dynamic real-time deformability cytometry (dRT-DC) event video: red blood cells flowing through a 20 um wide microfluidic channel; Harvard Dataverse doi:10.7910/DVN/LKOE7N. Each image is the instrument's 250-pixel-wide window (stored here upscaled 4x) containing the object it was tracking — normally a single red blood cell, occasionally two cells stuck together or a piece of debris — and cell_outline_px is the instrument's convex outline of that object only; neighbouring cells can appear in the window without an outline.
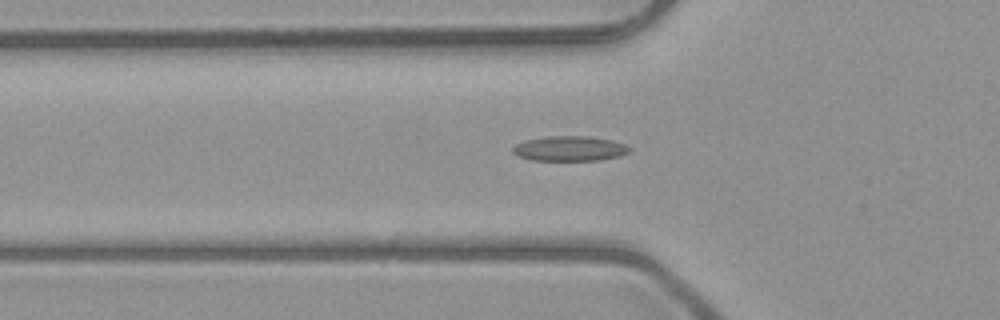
{"species": "common noctule bat (a hibernating species)", "species_latin": "Nyctalus noctula", "temperature_condition": "room temperature", "stored_images_in_passage": 30, "camera_frame_rate_fps": 3000, "um_per_image_px": 0.085, "animal": {"sex": "male", "body_mass_g": 23.1, "forearm_length_mm": 52.7}, "frame": {"image": 1, "passage_image": 4, "time_ms": 1.0, "image_size_px": [1000, 320], "cell_outline_px": [[632, 148], [628, 152], [620, 156], [600, 160], [532, 160], [520, 156], [512, 152], [512, 148], [516, 144], [524, 140], [548, 136], [588, 136], [612, 140], [624, 144]], "centroid_in_image_um": [48.43, 12.62], "position_along_channel_um": 77.4, "area_um2": 16.94}}
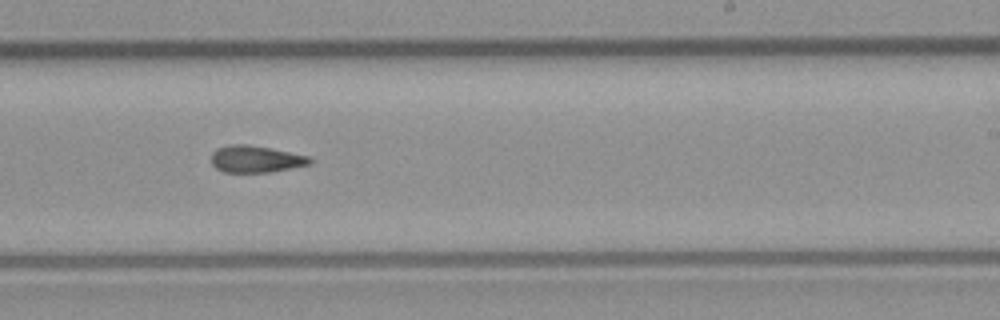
{"frame": {"image": 2, "passage_image": 18, "time_ms": 5.667, "image_size_px": [1000, 320], "cell_outline_px": [[312, 164], [268, 172], [224, 172], [216, 168], [212, 164], [212, 152], [216, 148], [232, 144], [244, 144], [268, 148], [308, 156], [312, 160]], "centroid_in_image_um": [21.71, 13.52], "position_along_channel_um": 267.3, "area_um2": 15.2}}
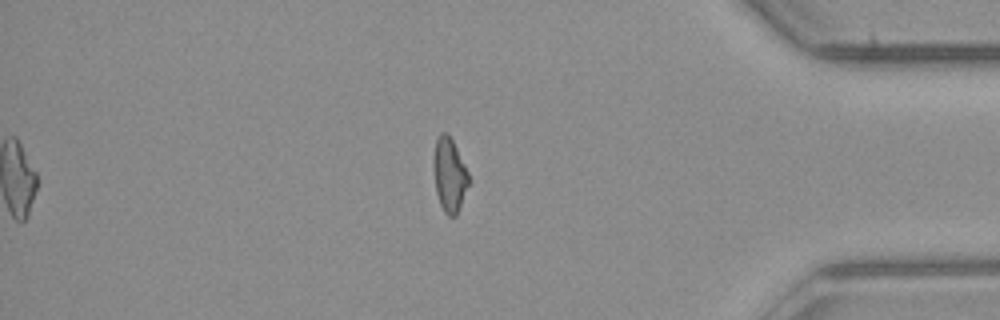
{"frame": {"image": 3, "passage_image": 30, "time_ms": 9.667, "image_size_px": [1000, 320], "cell_outline_px": [[468, 184], [456, 216], [448, 216], [444, 212], [440, 204], [436, 192], [432, 160], [436, 140], [440, 132], [448, 132], [468, 172]], "centroid_in_image_um": [38.17, 14.84], "position_along_channel_um": 397.0, "area_um2": 14.97}, "authors_computed_cell_mechanics": {"area_um2": 15.7794, "velocity_mm_per_s": 4.0543, "shape_relaxation_time_tau1_ms": null, "shape_relaxation_time_tau2_ms": 5.1933, "deformation_change_tau1": null, "deformation_change_tau2": 0.1367}}